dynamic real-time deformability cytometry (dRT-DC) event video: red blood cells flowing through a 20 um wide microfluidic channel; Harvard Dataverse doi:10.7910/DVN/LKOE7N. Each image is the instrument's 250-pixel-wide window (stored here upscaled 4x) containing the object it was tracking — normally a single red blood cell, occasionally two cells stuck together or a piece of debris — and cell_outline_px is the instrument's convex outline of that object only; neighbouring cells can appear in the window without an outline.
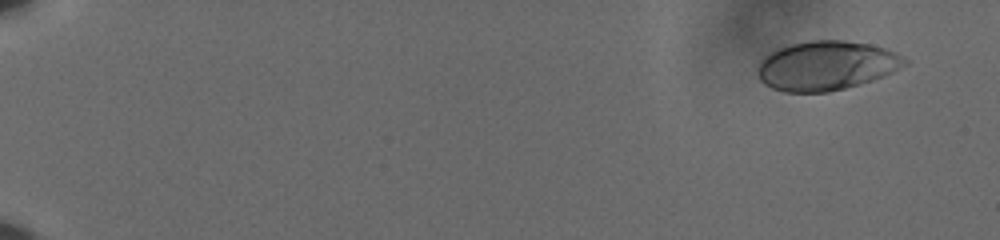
{"species": "human", "species_latin": "Homo sapiens", "temperature_condition": "cold", "stored_images_in_passage": 57, "camera_frame_rate_fps": 3000, "um_per_image_px": 0.085, "donor": {"sex": "male"}, "frame": {"image": 1, "passage_image": 1, "time_ms": 0.0, "image_size_px": [1000, 240], "cell_outline_px": [[908, 64], [892, 72], [872, 80], [860, 84], [828, 92], [784, 92], [772, 88], [764, 84], [760, 80], [756, 72], [756, 68], [760, 60], [768, 52], [776, 48], [808, 40], [844, 40], [872, 44], [896, 52], [908, 60]], "centroid_in_image_um": [70.2, 5.57], "position_along_channel_um": 14.8, "area_um2": 42.66}}
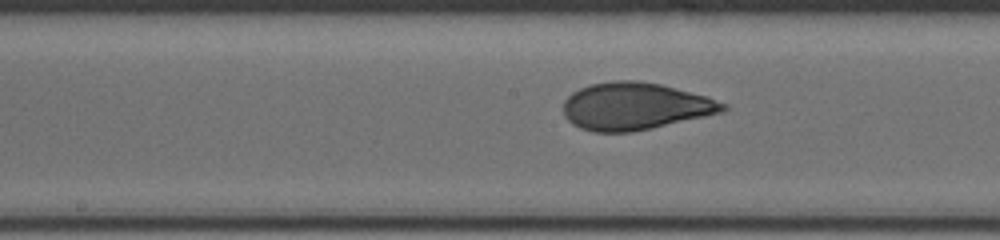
{"frame": {"image": 2, "passage_image": 31, "time_ms": 10.0, "image_size_px": [1000, 240], "cell_outline_px": [[728, 108], [724, 112], [652, 128], [632, 132], [592, 132], [580, 128], [572, 124], [564, 116], [564, 100], [572, 92], [580, 88], [592, 84], [616, 80], [636, 80], [660, 84], [708, 96], [728, 104]], "centroid_in_image_um": [54.0, 9.03], "position_along_channel_um": 194.2, "area_um2": 44.16}}
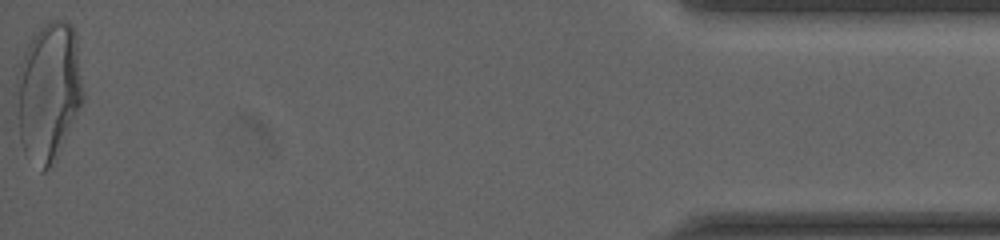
{"frame": {"image": 3, "passage_image": 57, "time_ms": 18.667, "image_size_px": [1000, 240], "cell_outline_px": [[84, 100], [56, 160], [44, 172], [40, 172], [24, 152], [20, 140], [16, 84], [16, 76], [24, 52], [32, 32], [44, 24], [52, 20], [68, 20], [72, 24], [76, 32], [84, 96]], "centroid_in_image_um": [4.14, 7.77], "position_along_channel_um": 431.1, "area_um2": 54.56}, "authors_computed_cell_mechanics": {"area_um2": 43.1766, "velocity_mm_per_s": 3.6208, "shape_relaxation_time_tau1_ms": 5.519, "shape_relaxation_time_tau2_ms": null, "deformation_change_tau1": 0.2056, "deformation_change_tau2": null}}